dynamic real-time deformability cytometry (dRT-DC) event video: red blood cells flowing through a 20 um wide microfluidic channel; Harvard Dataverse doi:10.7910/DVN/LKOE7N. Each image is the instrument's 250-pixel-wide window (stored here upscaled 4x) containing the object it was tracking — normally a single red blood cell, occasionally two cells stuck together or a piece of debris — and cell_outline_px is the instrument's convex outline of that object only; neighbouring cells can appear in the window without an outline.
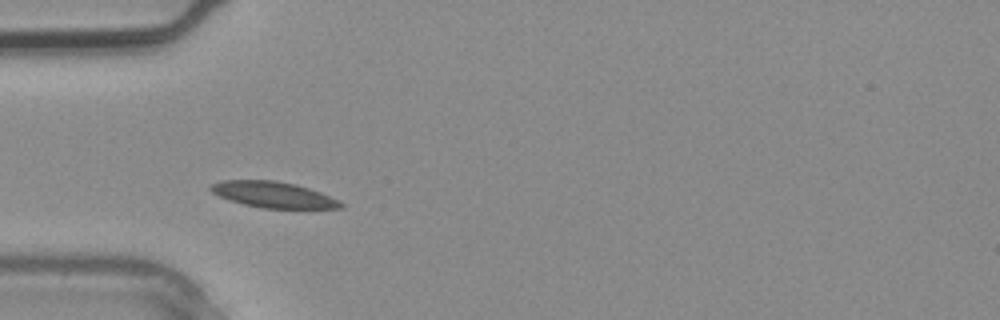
{"species": "common noctule bat (a hibernating species)", "species_latin": "Nyctalus noctula", "temperature_condition": "warm", "stored_images_in_passage": 2, "camera_frame_rate_fps": 3000, "um_per_image_px": 0.085, "animal": {"sex": "male", "body_mass_g": 20.4}, "frame": {"image": 1, "passage_image": 1, "time_ms": 0.0, "image_size_px": [1000, 320], "cell_outline_px": [[344, 208], [260, 208], [244, 204], [220, 196], [212, 192], [208, 188], [212, 184], [224, 180], [276, 180], [296, 184], [320, 192], [340, 200], [344, 204]], "centroid_in_image_um": [23.27, 16.54], "position_along_channel_um": 61.7, "area_um2": 19.59}}
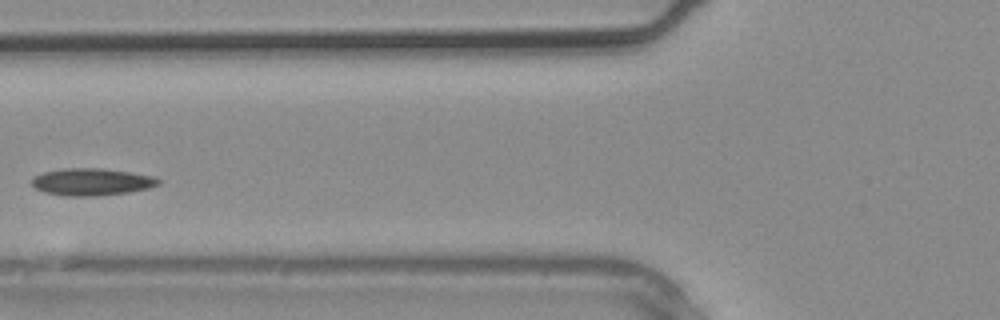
{"frame": {"image": 2, "passage_image": 2, "time_ms": 0.333, "image_size_px": [1000, 320], "cell_outline_px": [[164, 180], [160, 184], [148, 188], [128, 192], [96, 196], [68, 196], [44, 192], [36, 188], [32, 184], [32, 176], [44, 172], [64, 168], [100, 168], [156, 176]], "centroid_in_image_um": [7.83, 15.45], "position_along_channel_um": 118.0, "area_um2": 20.11}}